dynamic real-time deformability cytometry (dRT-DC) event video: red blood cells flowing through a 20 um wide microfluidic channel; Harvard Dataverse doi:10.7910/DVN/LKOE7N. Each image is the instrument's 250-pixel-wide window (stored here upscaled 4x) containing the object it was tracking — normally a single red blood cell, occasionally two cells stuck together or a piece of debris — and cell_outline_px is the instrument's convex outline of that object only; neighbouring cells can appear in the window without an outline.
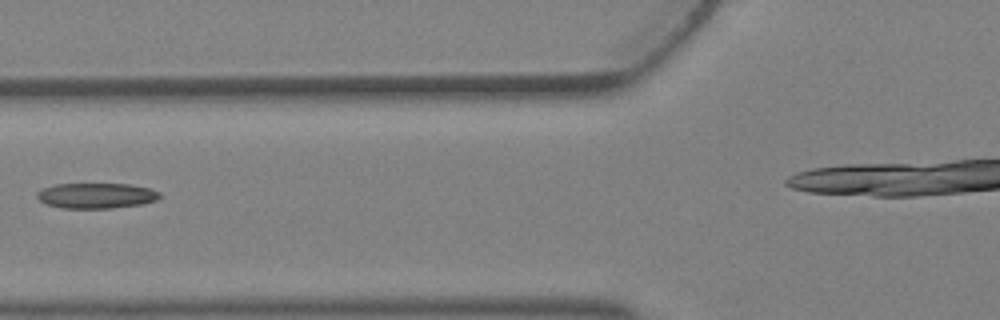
{"species": "Egyptian fruit bat (a non-hibernating species)", "species_latin": "Rousettus aegyptiacus", "temperature_condition": "warm", "stored_images_in_passage": 6, "segment_of_instrument_passage": [1, 2], "camera_frame_rate_fps": 3000, "um_per_image_px": 0.085, "animal": {"sex": "female"}, "frame": {"image": 1, "passage_image": 5, "time_ms": 1.333, "image_size_px": [1000, 320], "cell_outline_px": [[164, 196], [156, 200], [140, 204], [112, 208], [60, 208], [44, 204], [36, 196], [36, 192], [44, 188], [56, 184], [132, 184], [148, 188], [160, 192]], "centroid_in_image_um": [8.19, 16.63], "position_along_channel_um": 117.6, "area_um2": 18.26}}